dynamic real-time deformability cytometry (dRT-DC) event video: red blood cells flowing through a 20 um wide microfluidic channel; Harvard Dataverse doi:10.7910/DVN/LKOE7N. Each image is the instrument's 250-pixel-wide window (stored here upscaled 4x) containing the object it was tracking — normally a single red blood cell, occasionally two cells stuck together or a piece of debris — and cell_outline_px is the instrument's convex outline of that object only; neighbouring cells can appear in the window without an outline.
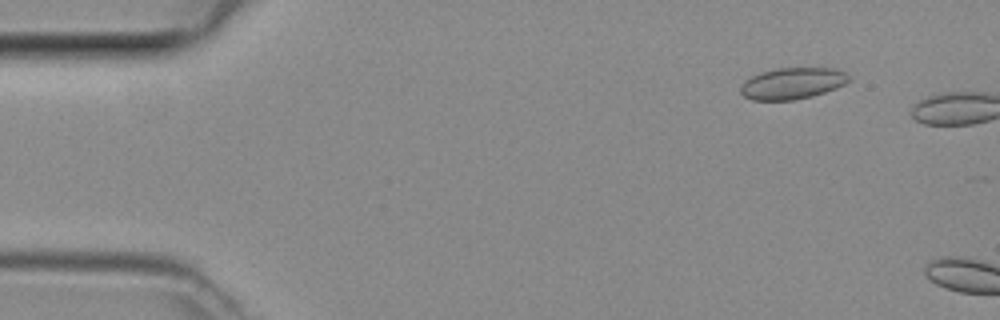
{"species": "common noctule bat (a hibernating species)", "species_latin": "Nyctalus noctula", "temperature_condition": "room temperature", "stored_images_in_passage": 5, "camera_frame_rate_fps": 3000, "um_per_image_px": 0.085, "animal": {"sex": "female", "body_mass_g": 29.2, "forearm_length_mm": 56.3}, "frame": {"image": 1, "passage_image": 3, "time_ms": 0.667, "image_size_px": [1000, 320], "cell_outline_px": [[852, 80], [836, 88], [812, 96], [792, 100], [752, 100], [744, 96], [740, 92], [740, 88], [744, 80], [752, 76], [764, 72], [780, 68], [832, 68], [844, 72], [852, 76]], "centroid_in_image_um": [67.38, 7.09], "position_along_channel_um": 17.6, "area_um2": 19.77}}